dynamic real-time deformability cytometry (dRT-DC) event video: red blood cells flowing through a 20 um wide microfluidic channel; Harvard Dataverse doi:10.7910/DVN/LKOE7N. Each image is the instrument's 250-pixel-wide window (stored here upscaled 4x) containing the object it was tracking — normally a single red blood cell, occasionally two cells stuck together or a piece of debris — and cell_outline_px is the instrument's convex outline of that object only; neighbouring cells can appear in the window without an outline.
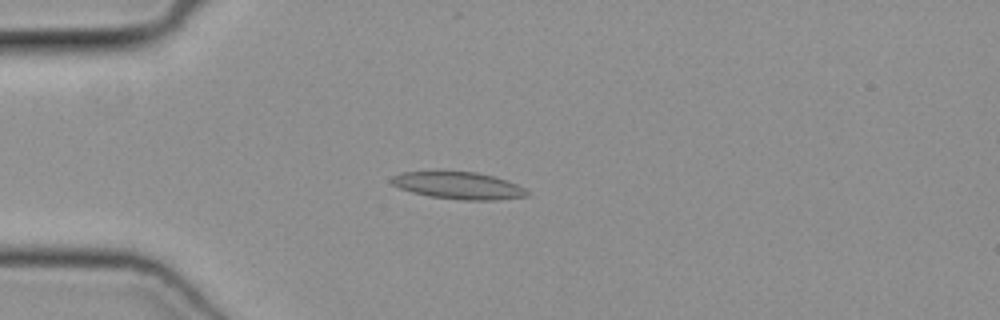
{"species": "common noctule bat (a hibernating species)", "species_latin": "Nyctalus noctula", "temperature_condition": "cold", "stored_images_in_passage": 46, "camera_frame_rate_fps": 3000, "um_per_image_px": 0.085, "animal": {"sex": "female", "body_mass_g": 19.3, "forearm_length_mm": 54.1}, "frame": {"image": 1, "passage_image": 10, "time_ms": 3.0, "image_size_px": [1000, 320], "cell_outline_px": [[528, 196], [500, 200], [460, 200], [428, 196], [412, 192], [400, 188], [392, 184], [388, 180], [392, 176], [404, 172], [476, 172], [492, 176], [516, 184], [524, 188], [528, 192]], "centroid_in_image_um": [38.95, 15.79], "position_along_channel_um": 46.0, "area_um2": 21.27}}
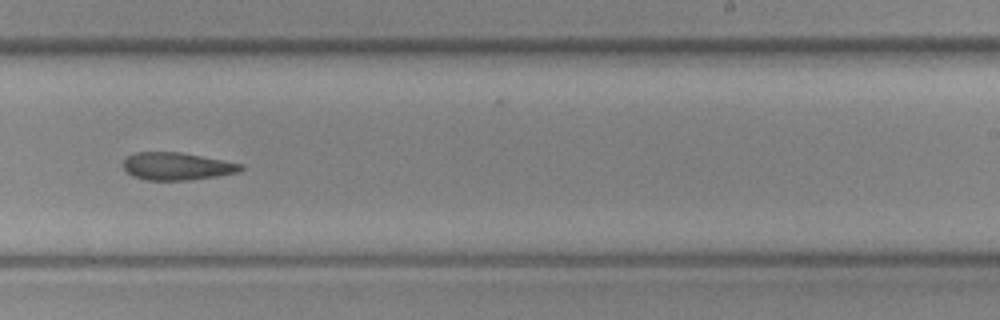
{"frame": {"image": 2, "passage_image": 28, "time_ms": 9.0, "image_size_px": [1000, 320], "cell_outline_px": [[244, 168], [240, 172], [216, 176], [188, 180], [144, 180], [132, 176], [124, 168], [124, 160], [128, 156], [136, 152], [180, 152], [244, 164]], "centroid_in_image_um": [15.06, 14.13], "position_along_channel_um": 273.9, "area_um2": 18.84}}
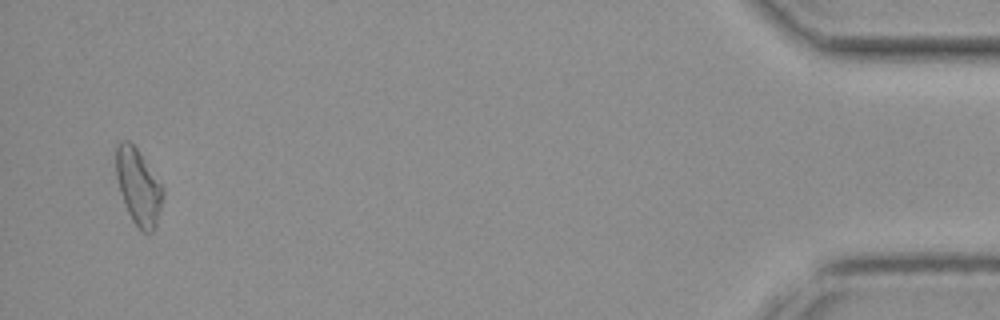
{"frame": {"image": 3, "passage_image": 45, "time_ms": 14.667, "image_size_px": [1000, 320], "cell_outline_px": [[164, 196], [156, 224], [152, 232], [148, 236], [140, 232], [132, 220], [124, 204], [120, 192], [116, 176], [116, 144], [120, 140], [128, 140], [136, 148], [164, 188]], "centroid_in_image_um": [11.76, 15.92], "position_along_channel_um": 423.4, "area_um2": 20.87}}